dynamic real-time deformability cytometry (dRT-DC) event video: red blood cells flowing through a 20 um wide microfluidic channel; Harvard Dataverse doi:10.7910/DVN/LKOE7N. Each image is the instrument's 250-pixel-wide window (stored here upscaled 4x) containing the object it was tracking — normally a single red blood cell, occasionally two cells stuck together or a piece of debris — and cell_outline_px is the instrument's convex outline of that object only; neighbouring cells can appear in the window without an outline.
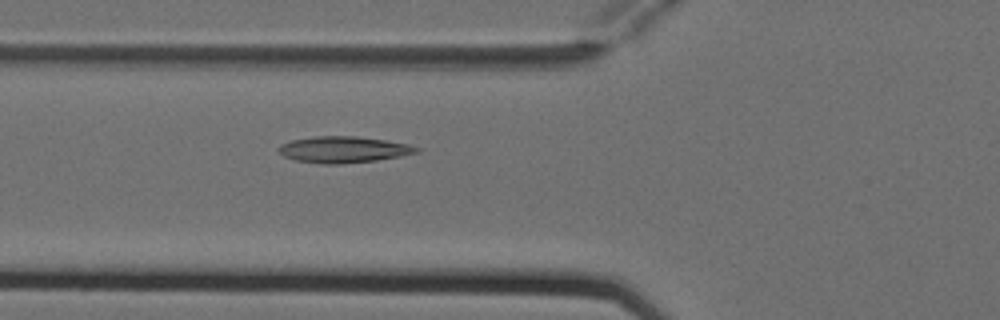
{"species": "Egyptian fruit bat (a non-hibernating species)", "species_latin": "Rousettus aegyptiacus", "temperature_condition": "cold", "stored_images_in_passage": 7, "camera_frame_rate_fps": 3000, "um_per_image_px": 0.085, "animal": {"sex": "female"}, "frame": {"image": 1, "passage_image": 7, "time_ms": 2.0, "image_size_px": [1000, 320], "cell_outline_px": [[420, 152], [400, 156], [376, 160], [340, 164], [324, 164], [296, 160], [284, 156], [276, 148], [280, 144], [292, 140], [316, 136], [356, 136], [384, 140], [408, 144], [420, 148]], "centroid_in_image_um": [29.19, 12.71], "position_along_channel_um": 96.6, "area_um2": 21.04}}